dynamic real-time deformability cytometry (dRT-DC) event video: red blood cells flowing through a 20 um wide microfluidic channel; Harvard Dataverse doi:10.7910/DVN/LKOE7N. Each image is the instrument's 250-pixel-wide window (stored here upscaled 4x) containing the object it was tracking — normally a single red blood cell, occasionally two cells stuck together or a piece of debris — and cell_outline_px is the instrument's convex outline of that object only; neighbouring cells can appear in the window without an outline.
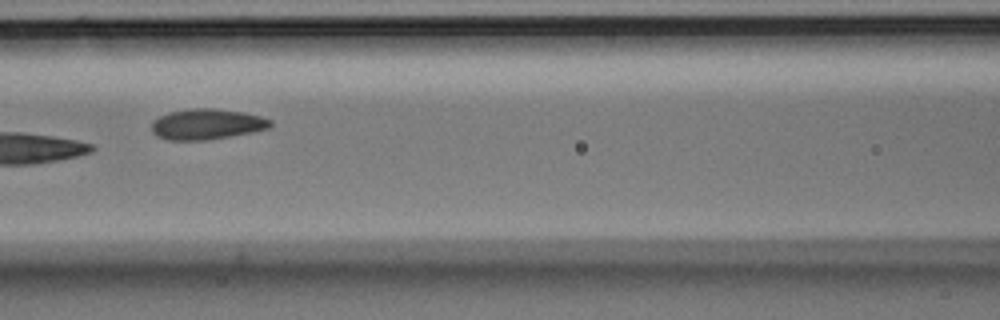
{"species": "Egyptian fruit bat (a non-hibernating species)", "species_latin": "Rousettus aegyptiacus", "temperature_condition": "room temperature", "stored_images_in_passage": 9, "camera_frame_rate_fps": 3000, "um_per_image_px": 0.085, "animal": {"sex": "male"}, "frame": {"image": 1, "passage_image": 7, "time_ms": 2.0, "image_size_px": [1000, 320], "cell_outline_px": [[272, 124], [268, 128], [252, 132], [208, 140], [168, 140], [156, 136], [152, 132], [152, 120], [168, 112], [192, 108], [212, 108], [244, 112], [260, 116], [272, 120]], "centroid_in_image_um": [17.56, 10.55], "position_along_channel_um": 149.0, "area_um2": 21.27}}
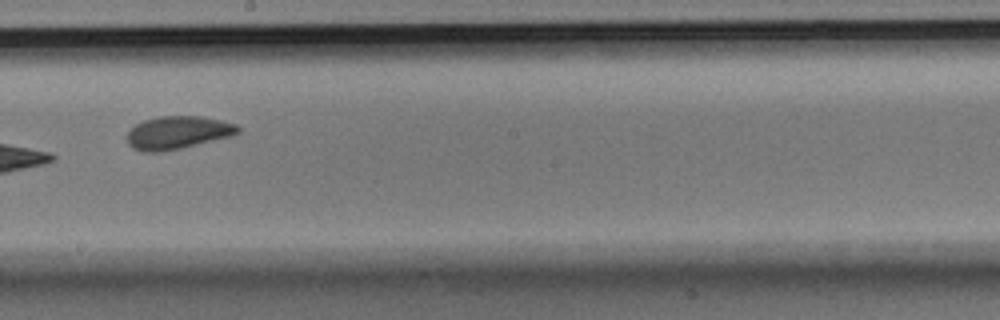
{"frame": {"image": 2, "passage_image": 9, "time_ms": 2.667, "image_size_px": [1000, 320], "cell_outline_px": [[240, 132], [232, 136], [180, 148], [160, 152], [144, 152], [132, 148], [128, 144], [128, 132], [136, 124], [144, 120], [160, 116], [200, 116], [220, 120], [236, 124], [240, 128]], "centroid_in_image_um": [15.11, 11.27], "position_along_channel_um": 233.1, "area_um2": 21.15}}